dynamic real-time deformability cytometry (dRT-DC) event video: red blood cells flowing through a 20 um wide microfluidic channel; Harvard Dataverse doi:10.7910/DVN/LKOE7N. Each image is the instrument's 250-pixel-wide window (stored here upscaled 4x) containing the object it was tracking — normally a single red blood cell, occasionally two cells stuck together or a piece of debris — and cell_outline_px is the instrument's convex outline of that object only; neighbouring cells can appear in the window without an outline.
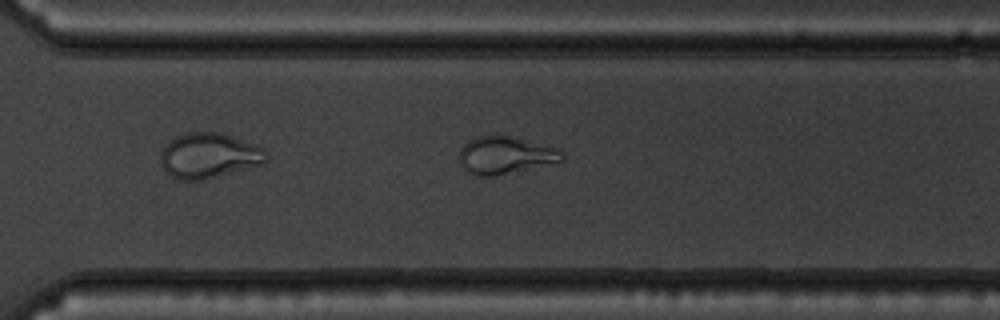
{"species": "common noctule bat (a hibernating species)", "species_latin": "Nyctalus noctula", "temperature_condition": "warm", "stored_images_in_passage": 36, "camera_frame_rate_fps": 3000, "um_per_image_px": 0.085, "animal": {"sex": "male", "body_mass_g": 19.5, "forearm_length_mm": 54.6}, "frame": {"image": 1, "passage_image": 21, "time_ms": 6.667, "image_size_px": [1000, 320], "cell_outline_px": [[564, 160], [496, 176], [476, 176], [468, 172], [464, 168], [460, 160], [460, 148], [468, 140], [476, 136], [512, 136], [556, 148], [564, 152]], "centroid_in_image_um": [42.94, 13.19], "position_along_channel_um": 327.7, "area_um2": 22.2}}
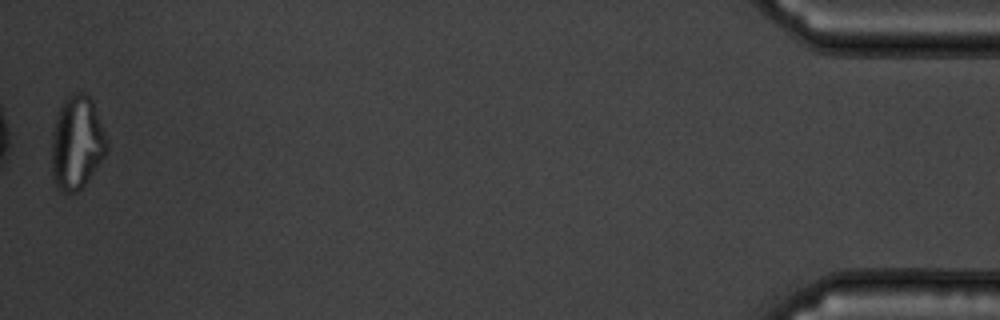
{"frame": {"image": 2, "passage_image": 36, "time_ms": 11.667, "image_size_px": [1000, 320], "cell_outline_px": [[108, 152], [80, 192], [60, 192], [56, 188], [52, 172], [52, 132], [56, 116], [64, 100], [68, 96], [76, 92], [84, 92], [92, 100], [108, 140]], "centroid_in_image_um": [6.54, 12.17], "position_along_channel_um": 428.7, "area_um2": 30.4}}